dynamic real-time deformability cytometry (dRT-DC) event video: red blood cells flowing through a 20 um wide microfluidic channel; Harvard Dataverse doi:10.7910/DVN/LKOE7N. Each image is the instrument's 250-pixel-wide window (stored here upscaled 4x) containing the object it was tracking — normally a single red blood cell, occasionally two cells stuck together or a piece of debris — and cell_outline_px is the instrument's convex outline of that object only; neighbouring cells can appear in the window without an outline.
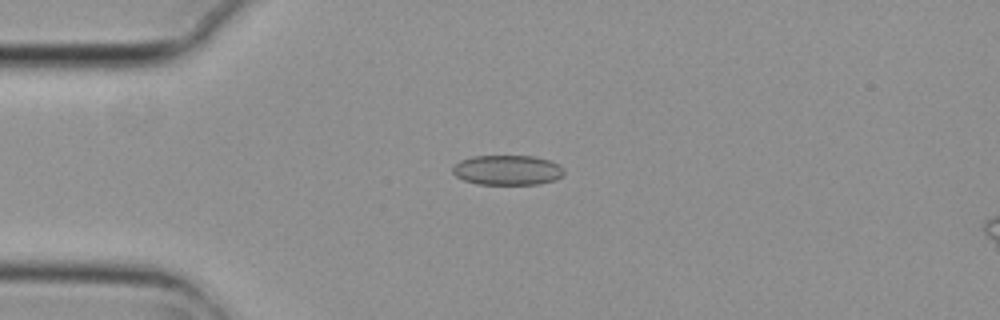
{"species": "common noctule bat (a hibernating species)", "species_latin": "Nyctalus noctula", "temperature_condition": "cold", "stored_images_in_passage": 9, "camera_frame_rate_fps": 3000, "um_per_image_px": 0.085, "animal": {"sex": "female", "body_mass_g": 29.2, "forearm_length_mm": 56.3}, "frame": {"image": 1, "passage_image": 3, "time_ms": 0.667, "image_size_px": [1000, 320], "cell_outline_px": [[564, 172], [556, 180], [540, 184], [476, 184], [464, 180], [456, 176], [452, 172], [452, 168], [460, 160], [472, 156], [536, 156], [560, 164], [564, 168]], "centroid_in_image_um": [43.14, 14.46], "position_along_channel_um": 41.9, "area_um2": 19.54}}
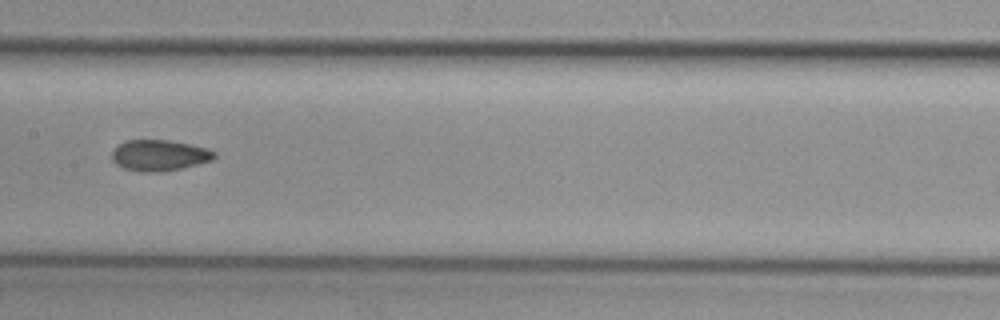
{"frame": {"image": 2, "passage_image": 7, "time_ms": 2.0, "image_size_px": [1000, 320], "cell_outline_px": [[216, 156], [212, 160], [180, 168], [160, 172], [140, 172], [124, 168], [116, 164], [112, 160], [112, 152], [124, 140], [168, 140], [192, 144], [208, 148], [216, 152]], "centroid_in_image_um": [13.55, 13.2], "position_along_channel_um": 193.8, "area_um2": 18.5}}
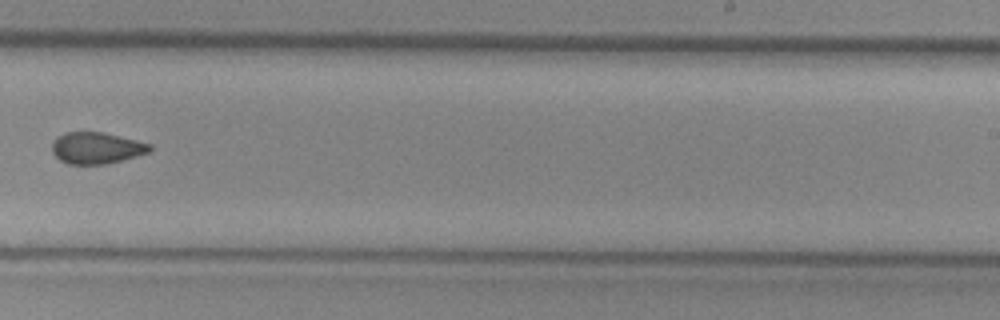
{"frame": {"image": 3, "passage_image": 9, "time_ms": 2.667, "image_size_px": [1000, 320], "cell_outline_px": [[152, 152], [104, 164], [68, 164], [60, 160], [52, 152], [52, 140], [64, 132], [104, 132], [152, 144]], "centroid_in_image_um": [8.2, 12.57], "position_along_channel_um": 280.8, "area_um2": 18.03}}